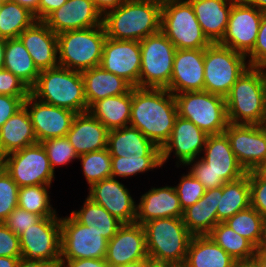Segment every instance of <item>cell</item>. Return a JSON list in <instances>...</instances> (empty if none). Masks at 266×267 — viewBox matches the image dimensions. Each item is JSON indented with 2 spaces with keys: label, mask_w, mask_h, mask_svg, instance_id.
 Returning <instances> with one entry per match:
<instances>
[{
  "label": "cell",
  "mask_w": 266,
  "mask_h": 267,
  "mask_svg": "<svg viewBox=\"0 0 266 267\" xmlns=\"http://www.w3.org/2000/svg\"><path fill=\"white\" fill-rule=\"evenodd\" d=\"M177 116L175 96L167 89L132 87L129 125L156 146L162 148L169 140Z\"/></svg>",
  "instance_id": "cell-1"
},
{
  "label": "cell",
  "mask_w": 266,
  "mask_h": 267,
  "mask_svg": "<svg viewBox=\"0 0 266 267\" xmlns=\"http://www.w3.org/2000/svg\"><path fill=\"white\" fill-rule=\"evenodd\" d=\"M162 0H126L102 18L106 36L141 41L161 31Z\"/></svg>",
  "instance_id": "cell-2"
},
{
  "label": "cell",
  "mask_w": 266,
  "mask_h": 267,
  "mask_svg": "<svg viewBox=\"0 0 266 267\" xmlns=\"http://www.w3.org/2000/svg\"><path fill=\"white\" fill-rule=\"evenodd\" d=\"M231 124H266V68L249 67L225 97Z\"/></svg>",
  "instance_id": "cell-3"
},
{
  "label": "cell",
  "mask_w": 266,
  "mask_h": 267,
  "mask_svg": "<svg viewBox=\"0 0 266 267\" xmlns=\"http://www.w3.org/2000/svg\"><path fill=\"white\" fill-rule=\"evenodd\" d=\"M30 94L44 103L75 113L87 112L84 80L81 72L64 67L40 71Z\"/></svg>",
  "instance_id": "cell-4"
},
{
  "label": "cell",
  "mask_w": 266,
  "mask_h": 267,
  "mask_svg": "<svg viewBox=\"0 0 266 267\" xmlns=\"http://www.w3.org/2000/svg\"><path fill=\"white\" fill-rule=\"evenodd\" d=\"M148 256L158 265L182 267L192 234L182 218L153 219L143 224Z\"/></svg>",
  "instance_id": "cell-5"
},
{
  "label": "cell",
  "mask_w": 266,
  "mask_h": 267,
  "mask_svg": "<svg viewBox=\"0 0 266 267\" xmlns=\"http://www.w3.org/2000/svg\"><path fill=\"white\" fill-rule=\"evenodd\" d=\"M106 38L103 24L58 34L59 66L78 72L99 66Z\"/></svg>",
  "instance_id": "cell-6"
},
{
  "label": "cell",
  "mask_w": 266,
  "mask_h": 267,
  "mask_svg": "<svg viewBox=\"0 0 266 267\" xmlns=\"http://www.w3.org/2000/svg\"><path fill=\"white\" fill-rule=\"evenodd\" d=\"M161 31L176 49H205L211 44L188 0H162Z\"/></svg>",
  "instance_id": "cell-7"
},
{
  "label": "cell",
  "mask_w": 266,
  "mask_h": 267,
  "mask_svg": "<svg viewBox=\"0 0 266 267\" xmlns=\"http://www.w3.org/2000/svg\"><path fill=\"white\" fill-rule=\"evenodd\" d=\"M174 96L180 117L190 120L207 135L224 133L229 124L224 97L205 90Z\"/></svg>",
  "instance_id": "cell-8"
},
{
  "label": "cell",
  "mask_w": 266,
  "mask_h": 267,
  "mask_svg": "<svg viewBox=\"0 0 266 267\" xmlns=\"http://www.w3.org/2000/svg\"><path fill=\"white\" fill-rule=\"evenodd\" d=\"M249 67L245 55L219 43H211L204 49V90L225 98Z\"/></svg>",
  "instance_id": "cell-9"
},
{
  "label": "cell",
  "mask_w": 266,
  "mask_h": 267,
  "mask_svg": "<svg viewBox=\"0 0 266 267\" xmlns=\"http://www.w3.org/2000/svg\"><path fill=\"white\" fill-rule=\"evenodd\" d=\"M139 87L166 89L171 80L176 48L162 31L140 41Z\"/></svg>",
  "instance_id": "cell-10"
},
{
  "label": "cell",
  "mask_w": 266,
  "mask_h": 267,
  "mask_svg": "<svg viewBox=\"0 0 266 267\" xmlns=\"http://www.w3.org/2000/svg\"><path fill=\"white\" fill-rule=\"evenodd\" d=\"M1 166L19 187L52 185L55 179L46 150L39 142L4 156Z\"/></svg>",
  "instance_id": "cell-11"
},
{
  "label": "cell",
  "mask_w": 266,
  "mask_h": 267,
  "mask_svg": "<svg viewBox=\"0 0 266 267\" xmlns=\"http://www.w3.org/2000/svg\"><path fill=\"white\" fill-rule=\"evenodd\" d=\"M61 255L60 260L84 258L103 259L108 240L94 226L79 223L71 214L60 217Z\"/></svg>",
  "instance_id": "cell-12"
},
{
  "label": "cell",
  "mask_w": 266,
  "mask_h": 267,
  "mask_svg": "<svg viewBox=\"0 0 266 267\" xmlns=\"http://www.w3.org/2000/svg\"><path fill=\"white\" fill-rule=\"evenodd\" d=\"M21 255L27 260L47 261L60 266V217L42 218L19 236Z\"/></svg>",
  "instance_id": "cell-13"
},
{
  "label": "cell",
  "mask_w": 266,
  "mask_h": 267,
  "mask_svg": "<svg viewBox=\"0 0 266 267\" xmlns=\"http://www.w3.org/2000/svg\"><path fill=\"white\" fill-rule=\"evenodd\" d=\"M224 133L238 163L246 172L260 170L266 164V124L229 123Z\"/></svg>",
  "instance_id": "cell-14"
},
{
  "label": "cell",
  "mask_w": 266,
  "mask_h": 267,
  "mask_svg": "<svg viewBox=\"0 0 266 267\" xmlns=\"http://www.w3.org/2000/svg\"><path fill=\"white\" fill-rule=\"evenodd\" d=\"M263 11L236 0L231 8L224 37L219 44L247 56L257 40Z\"/></svg>",
  "instance_id": "cell-15"
},
{
  "label": "cell",
  "mask_w": 266,
  "mask_h": 267,
  "mask_svg": "<svg viewBox=\"0 0 266 267\" xmlns=\"http://www.w3.org/2000/svg\"><path fill=\"white\" fill-rule=\"evenodd\" d=\"M208 135L190 120L176 117L169 140L161 148L162 165L169 157L176 158V167H183L191 160L201 156Z\"/></svg>",
  "instance_id": "cell-16"
},
{
  "label": "cell",
  "mask_w": 266,
  "mask_h": 267,
  "mask_svg": "<svg viewBox=\"0 0 266 267\" xmlns=\"http://www.w3.org/2000/svg\"><path fill=\"white\" fill-rule=\"evenodd\" d=\"M100 66L126 80L132 87H139L141 69L140 41L106 38Z\"/></svg>",
  "instance_id": "cell-17"
},
{
  "label": "cell",
  "mask_w": 266,
  "mask_h": 267,
  "mask_svg": "<svg viewBox=\"0 0 266 267\" xmlns=\"http://www.w3.org/2000/svg\"><path fill=\"white\" fill-rule=\"evenodd\" d=\"M23 105L29 113L39 143L51 138L66 136L77 114L68 109L39 101L31 94L28 95Z\"/></svg>",
  "instance_id": "cell-18"
},
{
  "label": "cell",
  "mask_w": 266,
  "mask_h": 267,
  "mask_svg": "<svg viewBox=\"0 0 266 267\" xmlns=\"http://www.w3.org/2000/svg\"><path fill=\"white\" fill-rule=\"evenodd\" d=\"M87 197L104 207L112 216L123 224L136 221V200L129 188L117 178L109 177L92 184Z\"/></svg>",
  "instance_id": "cell-19"
},
{
  "label": "cell",
  "mask_w": 266,
  "mask_h": 267,
  "mask_svg": "<svg viewBox=\"0 0 266 267\" xmlns=\"http://www.w3.org/2000/svg\"><path fill=\"white\" fill-rule=\"evenodd\" d=\"M148 257L143 225L123 224L108 241L105 261L110 267L133 263Z\"/></svg>",
  "instance_id": "cell-20"
},
{
  "label": "cell",
  "mask_w": 266,
  "mask_h": 267,
  "mask_svg": "<svg viewBox=\"0 0 266 267\" xmlns=\"http://www.w3.org/2000/svg\"><path fill=\"white\" fill-rule=\"evenodd\" d=\"M166 89L173 95L204 90V49H176Z\"/></svg>",
  "instance_id": "cell-21"
},
{
  "label": "cell",
  "mask_w": 266,
  "mask_h": 267,
  "mask_svg": "<svg viewBox=\"0 0 266 267\" xmlns=\"http://www.w3.org/2000/svg\"><path fill=\"white\" fill-rule=\"evenodd\" d=\"M103 16L91 0H67L43 22L57 35L102 25Z\"/></svg>",
  "instance_id": "cell-22"
},
{
  "label": "cell",
  "mask_w": 266,
  "mask_h": 267,
  "mask_svg": "<svg viewBox=\"0 0 266 267\" xmlns=\"http://www.w3.org/2000/svg\"><path fill=\"white\" fill-rule=\"evenodd\" d=\"M136 206L135 223H144L160 218H182L183 209L174 186L151 187L140 196Z\"/></svg>",
  "instance_id": "cell-23"
},
{
  "label": "cell",
  "mask_w": 266,
  "mask_h": 267,
  "mask_svg": "<svg viewBox=\"0 0 266 267\" xmlns=\"http://www.w3.org/2000/svg\"><path fill=\"white\" fill-rule=\"evenodd\" d=\"M18 38L26 47L39 71L58 67L57 34L43 21H36Z\"/></svg>",
  "instance_id": "cell-24"
},
{
  "label": "cell",
  "mask_w": 266,
  "mask_h": 267,
  "mask_svg": "<svg viewBox=\"0 0 266 267\" xmlns=\"http://www.w3.org/2000/svg\"><path fill=\"white\" fill-rule=\"evenodd\" d=\"M200 158L225 182H231L247 172L238 163L225 133L208 135Z\"/></svg>",
  "instance_id": "cell-25"
},
{
  "label": "cell",
  "mask_w": 266,
  "mask_h": 267,
  "mask_svg": "<svg viewBox=\"0 0 266 267\" xmlns=\"http://www.w3.org/2000/svg\"><path fill=\"white\" fill-rule=\"evenodd\" d=\"M109 130L89 111L77 113L66 137L78 156L107 148Z\"/></svg>",
  "instance_id": "cell-26"
},
{
  "label": "cell",
  "mask_w": 266,
  "mask_h": 267,
  "mask_svg": "<svg viewBox=\"0 0 266 267\" xmlns=\"http://www.w3.org/2000/svg\"><path fill=\"white\" fill-rule=\"evenodd\" d=\"M107 149L111 157L161 156V148L130 125L109 130Z\"/></svg>",
  "instance_id": "cell-27"
},
{
  "label": "cell",
  "mask_w": 266,
  "mask_h": 267,
  "mask_svg": "<svg viewBox=\"0 0 266 267\" xmlns=\"http://www.w3.org/2000/svg\"><path fill=\"white\" fill-rule=\"evenodd\" d=\"M204 35L211 43H219L224 37L229 14L236 0H188Z\"/></svg>",
  "instance_id": "cell-28"
},
{
  "label": "cell",
  "mask_w": 266,
  "mask_h": 267,
  "mask_svg": "<svg viewBox=\"0 0 266 267\" xmlns=\"http://www.w3.org/2000/svg\"><path fill=\"white\" fill-rule=\"evenodd\" d=\"M88 109L98 100L127 93L132 86L100 65L81 72Z\"/></svg>",
  "instance_id": "cell-29"
},
{
  "label": "cell",
  "mask_w": 266,
  "mask_h": 267,
  "mask_svg": "<svg viewBox=\"0 0 266 267\" xmlns=\"http://www.w3.org/2000/svg\"><path fill=\"white\" fill-rule=\"evenodd\" d=\"M219 202V188L208 189L195 204L183 210L182 220L193 235H208L219 223L217 206Z\"/></svg>",
  "instance_id": "cell-30"
},
{
  "label": "cell",
  "mask_w": 266,
  "mask_h": 267,
  "mask_svg": "<svg viewBox=\"0 0 266 267\" xmlns=\"http://www.w3.org/2000/svg\"><path fill=\"white\" fill-rule=\"evenodd\" d=\"M237 261L209 235L192 236L182 267H236Z\"/></svg>",
  "instance_id": "cell-31"
},
{
  "label": "cell",
  "mask_w": 266,
  "mask_h": 267,
  "mask_svg": "<svg viewBox=\"0 0 266 267\" xmlns=\"http://www.w3.org/2000/svg\"><path fill=\"white\" fill-rule=\"evenodd\" d=\"M37 142L33 125L26 107L23 105L0 127V146L3 155L21 150Z\"/></svg>",
  "instance_id": "cell-32"
},
{
  "label": "cell",
  "mask_w": 266,
  "mask_h": 267,
  "mask_svg": "<svg viewBox=\"0 0 266 267\" xmlns=\"http://www.w3.org/2000/svg\"><path fill=\"white\" fill-rule=\"evenodd\" d=\"M132 105V88L123 95L108 96L96 101L89 112L108 130L129 125Z\"/></svg>",
  "instance_id": "cell-33"
},
{
  "label": "cell",
  "mask_w": 266,
  "mask_h": 267,
  "mask_svg": "<svg viewBox=\"0 0 266 267\" xmlns=\"http://www.w3.org/2000/svg\"><path fill=\"white\" fill-rule=\"evenodd\" d=\"M250 206L249 175L226 182L219 187V202L217 206L218 222H225L237 212Z\"/></svg>",
  "instance_id": "cell-34"
},
{
  "label": "cell",
  "mask_w": 266,
  "mask_h": 267,
  "mask_svg": "<svg viewBox=\"0 0 266 267\" xmlns=\"http://www.w3.org/2000/svg\"><path fill=\"white\" fill-rule=\"evenodd\" d=\"M4 69L13 73L29 89L35 85L40 73L19 38L6 39Z\"/></svg>",
  "instance_id": "cell-35"
},
{
  "label": "cell",
  "mask_w": 266,
  "mask_h": 267,
  "mask_svg": "<svg viewBox=\"0 0 266 267\" xmlns=\"http://www.w3.org/2000/svg\"><path fill=\"white\" fill-rule=\"evenodd\" d=\"M70 214L81 224L96 227L102 236L110 241L118 229L123 225L116 217L112 216L104 207L96 204L86 197L80 210H73Z\"/></svg>",
  "instance_id": "cell-36"
},
{
  "label": "cell",
  "mask_w": 266,
  "mask_h": 267,
  "mask_svg": "<svg viewBox=\"0 0 266 267\" xmlns=\"http://www.w3.org/2000/svg\"><path fill=\"white\" fill-rule=\"evenodd\" d=\"M208 235L237 262L251 260L255 255L256 247L224 222H219Z\"/></svg>",
  "instance_id": "cell-37"
},
{
  "label": "cell",
  "mask_w": 266,
  "mask_h": 267,
  "mask_svg": "<svg viewBox=\"0 0 266 267\" xmlns=\"http://www.w3.org/2000/svg\"><path fill=\"white\" fill-rule=\"evenodd\" d=\"M35 15L16 2L0 3V37L18 38L27 28L36 22Z\"/></svg>",
  "instance_id": "cell-38"
},
{
  "label": "cell",
  "mask_w": 266,
  "mask_h": 267,
  "mask_svg": "<svg viewBox=\"0 0 266 267\" xmlns=\"http://www.w3.org/2000/svg\"><path fill=\"white\" fill-rule=\"evenodd\" d=\"M51 185H32L19 187L18 207L28 212L46 217H60L53 204L51 205Z\"/></svg>",
  "instance_id": "cell-39"
},
{
  "label": "cell",
  "mask_w": 266,
  "mask_h": 267,
  "mask_svg": "<svg viewBox=\"0 0 266 267\" xmlns=\"http://www.w3.org/2000/svg\"><path fill=\"white\" fill-rule=\"evenodd\" d=\"M264 218L252 206L237 212L224 223L240 236L248 239L256 248L263 238Z\"/></svg>",
  "instance_id": "cell-40"
},
{
  "label": "cell",
  "mask_w": 266,
  "mask_h": 267,
  "mask_svg": "<svg viewBox=\"0 0 266 267\" xmlns=\"http://www.w3.org/2000/svg\"><path fill=\"white\" fill-rule=\"evenodd\" d=\"M81 172L90 187L103 179L112 177L111 155L108 149L92 151L79 156Z\"/></svg>",
  "instance_id": "cell-41"
},
{
  "label": "cell",
  "mask_w": 266,
  "mask_h": 267,
  "mask_svg": "<svg viewBox=\"0 0 266 267\" xmlns=\"http://www.w3.org/2000/svg\"><path fill=\"white\" fill-rule=\"evenodd\" d=\"M161 156H143L138 158L111 157L113 178H130L137 174L148 173L156 168H161Z\"/></svg>",
  "instance_id": "cell-42"
},
{
  "label": "cell",
  "mask_w": 266,
  "mask_h": 267,
  "mask_svg": "<svg viewBox=\"0 0 266 267\" xmlns=\"http://www.w3.org/2000/svg\"><path fill=\"white\" fill-rule=\"evenodd\" d=\"M41 144L46 150L51 168L54 173L56 172V167L59 168V166H66L68 163H71L79 158L74 147L70 144L66 136L51 138L41 142Z\"/></svg>",
  "instance_id": "cell-43"
},
{
  "label": "cell",
  "mask_w": 266,
  "mask_h": 267,
  "mask_svg": "<svg viewBox=\"0 0 266 267\" xmlns=\"http://www.w3.org/2000/svg\"><path fill=\"white\" fill-rule=\"evenodd\" d=\"M19 186L0 165V222L18 206Z\"/></svg>",
  "instance_id": "cell-44"
},
{
  "label": "cell",
  "mask_w": 266,
  "mask_h": 267,
  "mask_svg": "<svg viewBox=\"0 0 266 267\" xmlns=\"http://www.w3.org/2000/svg\"><path fill=\"white\" fill-rule=\"evenodd\" d=\"M178 180L179 183L174 188L184 210L202 198L206 189L189 171L183 173Z\"/></svg>",
  "instance_id": "cell-45"
},
{
  "label": "cell",
  "mask_w": 266,
  "mask_h": 267,
  "mask_svg": "<svg viewBox=\"0 0 266 267\" xmlns=\"http://www.w3.org/2000/svg\"><path fill=\"white\" fill-rule=\"evenodd\" d=\"M247 173L250 184V206L266 218V175L260 170Z\"/></svg>",
  "instance_id": "cell-46"
},
{
  "label": "cell",
  "mask_w": 266,
  "mask_h": 267,
  "mask_svg": "<svg viewBox=\"0 0 266 267\" xmlns=\"http://www.w3.org/2000/svg\"><path fill=\"white\" fill-rule=\"evenodd\" d=\"M184 167L205 187L206 190L222 187L226 182L217 176L200 157L189 161ZM190 168V169H189Z\"/></svg>",
  "instance_id": "cell-47"
},
{
  "label": "cell",
  "mask_w": 266,
  "mask_h": 267,
  "mask_svg": "<svg viewBox=\"0 0 266 267\" xmlns=\"http://www.w3.org/2000/svg\"><path fill=\"white\" fill-rule=\"evenodd\" d=\"M43 217L16 207L4 220V224L15 234L20 236L26 229L38 223Z\"/></svg>",
  "instance_id": "cell-48"
},
{
  "label": "cell",
  "mask_w": 266,
  "mask_h": 267,
  "mask_svg": "<svg viewBox=\"0 0 266 267\" xmlns=\"http://www.w3.org/2000/svg\"><path fill=\"white\" fill-rule=\"evenodd\" d=\"M246 57L250 67L266 68V11L263 12L253 50Z\"/></svg>",
  "instance_id": "cell-49"
},
{
  "label": "cell",
  "mask_w": 266,
  "mask_h": 267,
  "mask_svg": "<svg viewBox=\"0 0 266 267\" xmlns=\"http://www.w3.org/2000/svg\"><path fill=\"white\" fill-rule=\"evenodd\" d=\"M0 94L13 97H28L30 89L13 73L0 69Z\"/></svg>",
  "instance_id": "cell-50"
},
{
  "label": "cell",
  "mask_w": 266,
  "mask_h": 267,
  "mask_svg": "<svg viewBox=\"0 0 266 267\" xmlns=\"http://www.w3.org/2000/svg\"><path fill=\"white\" fill-rule=\"evenodd\" d=\"M0 256L22 257L19 236L0 222Z\"/></svg>",
  "instance_id": "cell-51"
},
{
  "label": "cell",
  "mask_w": 266,
  "mask_h": 267,
  "mask_svg": "<svg viewBox=\"0 0 266 267\" xmlns=\"http://www.w3.org/2000/svg\"><path fill=\"white\" fill-rule=\"evenodd\" d=\"M26 98L0 94V127L23 106Z\"/></svg>",
  "instance_id": "cell-52"
},
{
  "label": "cell",
  "mask_w": 266,
  "mask_h": 267,
  "mask_svg": "<svg viewBox=\"0 0 266 267\" xmlns=\"http://www.w3.org/2000/svg\"><path fill=\"white\" fill-rule=\"evenodd\" d=\"M59 267H110L105 258L95 259V258H84L75 260H60Z\"/></svg>",
  "instance_id": "cell-53"
},
{
  "label": "cell",
  "mask_w": 266,
  "mask_h": 267,
  "mask_svg": "<svg viewBox=\"0 0 266 267\" xmlns=\"http://www.w3.org/2000/svg\"><path fill=\"white\" fill-rule=\"evenodd\" d=\"M67 0H40L39 21H44L53 11L60 8Z\"/></svg>",
  "instance_id": "cell-54"
},
{
  "label": "cell",
  "mask_w": 266,
  "mask_h": 267,
  "mask_svg": "<svg viewBox=\"0 0 266 267\" xmlns=\"http://www.w3.org/2000/svg\"><path fill=\"white\" fill-rule=\"evenodd\" d=\"M98 10V12L104 16L109 11L115 10L122 5L126 0H91Z\"/></svg>",
  "instance_id": "cell-55"
},
{
  "label": "cell",
  "mask_w": 266,
  "mask_h": 267,
  "mask_svg": "<svg viewBox=\"0 0 266 267\" xmlns=\"http://www.w3.org/2000/svg\"><path fill=\"white\" fill-rule=\"evenodd\" d=\"M11 1L16 2L20 6L28 9L30 12H32L35 15L36 20L39 21L40 0H11Z\"/></svg>",
  "instance_id": "cell-56"
},
{
  "label": "cell",
  "mask_w": 266,
  "mask_h": 267,
  "mask_svg": "<svg viewBox=\"0 0 266 267\" xmlns=\"http://www.w3.org/2000/svg\"><path fill=\"white\" fill-rule=\"evenodd\" d=\"M16 267H57V266L52 262L33 261L21 257Z\"/></svg>",
  "instance_id": "cell-57"
},
{
  "label": "cell",
  "mask_w": 266,
  "mask_h": 267,
  "mask_svg": "<svg viewBox=\"0 0 266 267\" xmlns=\"http://www.w3.org/2000/svg\"><path fill=\"white\" fill-rule=\"evenodd\" d=\"M156 263L148 256L142 260L133 262V263H128L125 265H120L117 267H154Z\"/></svg>",
  "instance_id": "cell-58"
},
{
  "label": "cell",
  "mask_w": 266,
  "mask_h": 267,
  "mask_svg": "<svg viewBox=\"0 0 266 267\" xmlns=\"http://www.w3.org/2000/svg\"><path fill=\"white\" fill-rule=\"evenodd\" d=\"M253 259L259 264L260 267H266V248L257 247Z\"/></svg>",
  "instance_id": "cell-59"
},
{
  "label": "cell",
  "mask_w": 266,
  "mask_h": 267,
  "mask_svg": "<svg viewBox=\"0 0 266 267\" xmlns=\"http://www.w3.org/2000/svg\"><path fill=\"white\" fill-rule=\"evenodd\" d=\"M21 257L0 256V267H16Z\"/></svg>",
  "instance_id": "cell-60"
},
{
  "label": "cell",
  "mask_w": 266,
  "mask_h": 267,
  "mask_svg": "<svg viewBox=\"0 0 266 267\" xmlns=\"http://www.w3.org/2000/svg\"><path fill=\"white\" fill-rule=\"evenodd\" d=\"M245 4L253 6L263 12L266 11V0H242Z\"/></svg>",
  "instance_id": "cell-61"
},
{
  "label": "cell",
  "mask_w": 266,
  "mask_h": 267,
  "mask_svg": "<svg viewBox=\"0 0 266 267\" xmlns=\"http://www.w3.org/2000/svg\"><path fill=\"white\" fill-rule=\"evenodd\" d=\"M5 46H6V39L0 37V69L4 68Z\"/></svg>",
  "instance_id": "cell-62"
},
{
  "label": "cell",
  "mask_w": 266,
  "mask_h": 267,
  "mask_svg": "<svg viewBox=\"0 0 266 267\" xmlns=\"http://www.w3.org/2000/svg\"><path fill=\"white\" fill-rule=\"evenodd\" d=\"M236 267H260V266L254 259H251L245 261H238L236 263Z\"/></svg>",
  "instance_id": "cell-63"
},
{
  "label": "cell",
  "mask_w": 266,
  "mask_h": 267,
  "mask_svg": "<svg viewBox=\"0 0 266 267\" xmlns=\"http://www.w3.org/2000/svg\"><path fill=\"white\" fill-rule=\"evenodd\" d=\"M260 247L266 248V218H264V222H263V238H262Z\"/></svg>",
  "instance_id": "cell-64"
},
{
  "label": "cell",
  "mask_w": 266,
  "mask_h": 267,
  "mask_svg": "<svg viewBox=\"0 0 266 267\" xmlns=\"http://www.w3.org/2000/svg\"><path fill=\"white\" fill-rule=\"evenodd\" d=\"M3 159H4V155H3V152H2V149H1V146H0V165L3 162Z\"/></svg>",
  "instance_id": "cell-65"
},
{
  "label": "cell",
  "mask_w": 266,
  "mask_h": 267,
  "mask_svg": "<svg viewBox=\"0 0 266 267\" xmlns=\"http://www.w3.org/2000/svg\"><path fill=\"white\" fill-rule=\"evenodd\" d=\"M260 171L266 175V164L260 169Z\"/></svg>",
  "instance_id": "cell-66"
},
{
  "label": "cell",
  "mask_w": 266,
  "mask_h": 267,
  "mask_svg": "<svg viewBox=\"0 0 266 267\" xmlns=\"http://www.w3.org/2000/svg\"><path fill=\"white\" fill-rule=\"evenodd\" d=\"M154 267H170V266H167V265H158V264H156Z\"/></svg>",
  "instance_id": "cell-67"
},
{
  "label": "cell",
  "mask_w": 266,
  "mask_h": 267,
  "mask_svg": "<svg viewBox=\"0 0 266 267\" xmlns=\"http://www.w3.org/2000/svg\"><path fill=\"white\" fill-rule=\"evenodd\" d=\"M7 1H11V0H0V3H5Z\"/></svg>",
  "instance_id": "cell-68"
}]
</instances>
